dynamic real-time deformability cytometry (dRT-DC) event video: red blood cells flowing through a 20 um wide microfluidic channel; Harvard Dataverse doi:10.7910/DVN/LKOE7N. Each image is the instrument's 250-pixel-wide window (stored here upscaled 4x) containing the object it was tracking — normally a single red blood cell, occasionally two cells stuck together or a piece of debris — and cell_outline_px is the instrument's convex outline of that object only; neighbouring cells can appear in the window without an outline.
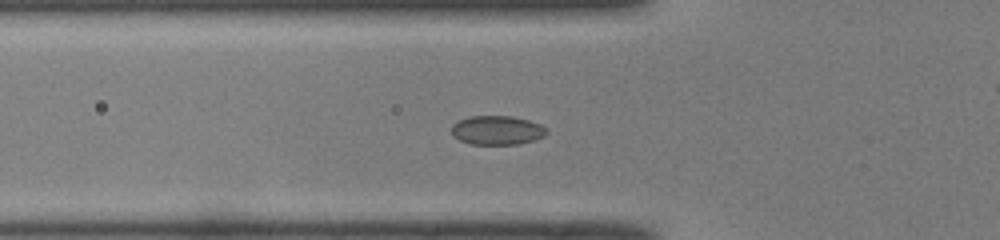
{"species": "common noctule bat (a hibernating species)", "species_latin": "Nyctalus noctula", "temperature_condition": "room temperature", "stored_images_in_passage": 50, "camera_frame_rate_fps": 3000, "um_per_image_px": 0.085, "animal": {"sex": "male", "body_mass_g": 19.0, "forearm_length_mm": 50.8}, "frame": {"image": 1, "passage_image": 17, "time_ms": 5.333, "image_size_px": [1000, 240], "cell_outline_px": [[548, 132], [544, 136], [532, 140], [516, 144], [472, 144], [460, 140], [452, 136], [452, 124], [468, 116], [512, 116], [528, 120], [540, 124], [548, 128]], "centroid_in_image_um": [42.25, 11.06], "position_along_channel_um": 83.5, "area_um2": 16.07}}
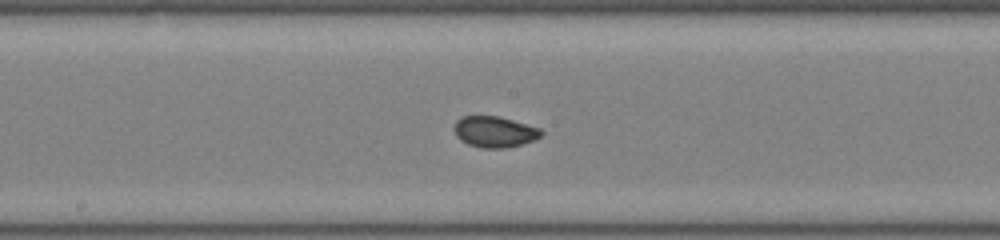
{"frame": {"image": 2, "passage_image": 26, "time_ms": 8.333, "image_size_px": [1000, 240], "cell_outline_px": [[544, 132], [540, 136], [532, 140], [508, 148], [484, 148], [468, 144], [460, 140], [456, 136], [452, 128], [456, 120], [460, 116], [500, 116], [540, 128]], "centroid_in_image_um": [41.99, 11.19], "position_along_channel_um": 206.2, "area_um2": 15.84}}
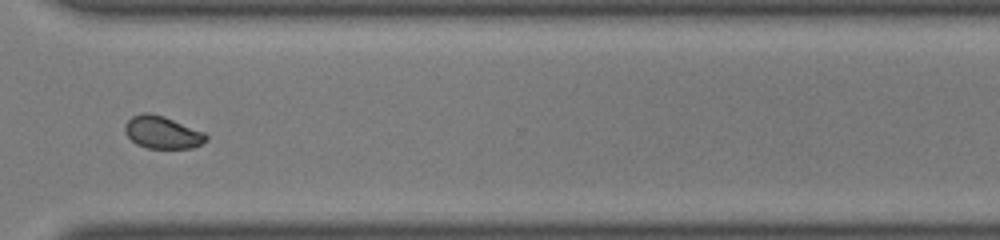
{"frame": {"image": 3, "passage_image": 37, "time_ms": 12.0, "image_size_px": [1000, 240], "cell_outline_px": [[208, 140], [192, 148], [148, 148], [136, 144], [124, 132], [124, 124], [132, 116], [144, 112], [148, 112], [164, 116], [204, 132], [208, 136]], "centroid_in_image_um": [13.79, 11.25], "position_along_channel_um": 356.8, "area_um2": 15.37}, "authors_computed_cell_mechanics": {"area_um2": 15.8372, "velocity_mm_per_s": 4.09, "shape_relaxation_time_tau1_ms": 5.9153, "shape_relaxation_time_tau2_ms": null, "deformation_change_tau1": 0.1069, "deformation_change_tau2": null}}